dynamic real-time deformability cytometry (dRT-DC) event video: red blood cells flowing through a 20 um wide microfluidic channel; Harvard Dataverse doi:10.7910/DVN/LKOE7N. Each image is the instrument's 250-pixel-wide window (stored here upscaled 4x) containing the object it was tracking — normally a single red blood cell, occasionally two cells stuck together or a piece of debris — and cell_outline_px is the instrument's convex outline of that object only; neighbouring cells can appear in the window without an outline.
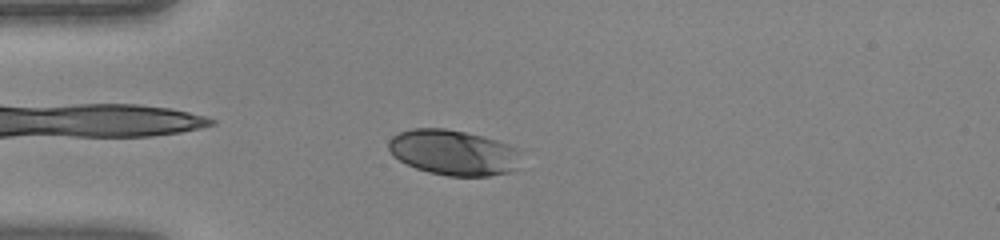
{"species": "human", "species_latin": "Homo sapiens", "temperature_condition": "warm", "stored_images_in_passage": 44, "camera_frame_rate_fps": 3000, "um_per_image_px": 0.085, "donor": {"sex": "female"}, "frame": {"image": 1, "passage_image": 11, "time_ms": 3.333, "image_size_px": [1000, 240], "cell_outline_px": [[520, 168], [512, 172], [488, 176], [448, 176], [428, 172], [416, 168], [392, 156], [388, 148], [388, 140], [392, 136], [400, 132], [412, 128], [444, 128], [484, 136], [508, 144], [516, 148]], "centroid_in_image_um": [38.53, 12.97], "position_along_channel_um": 46.5, "area_um2": 35.2}}
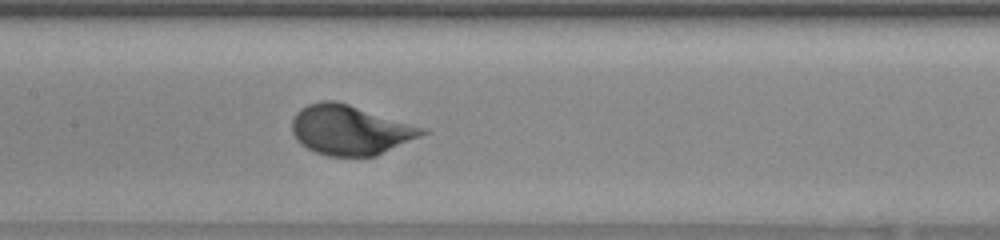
{"frame": {"image": 2, "passage_image": 21, "time_ms": 6.667, "image_size_px": [1000, 240], "cell_outline_px": [[428, 132], [420, 136], [376, 156], [328, 156], [316, 152], [300, 144], [296, 140], [292, 132], [292, 120], [296, 112], [300, 108], [308, 104], [320, 100], [336, 100], [428, 128]], "centroid_in_image_um": [29.75, 11.03], "position_along_channel_um": 177.6, "area_um2": 37.92}}
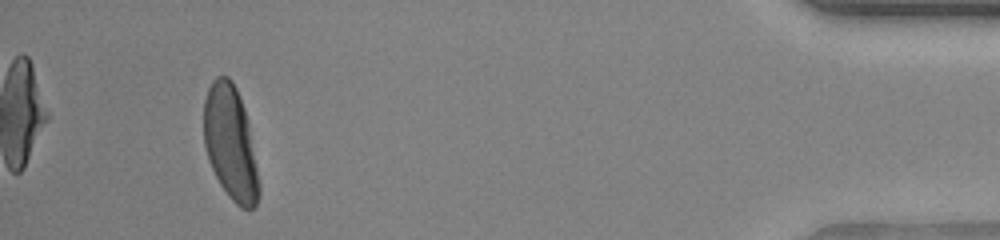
{"frame": {"image": 3, "passage_image": 41, "time_ms": 13.333, "image_size_px": [1000, 240], "cell_outline_px": [[260, 192], [256, 204], [252, 208], [240, 208], [228, 196], [220, 184], [208, 160], [204, 144], [204, 100], [208, 88], [212, 80], [216, 76], [228, 76], [232, 80], [236, 88], [244, 108], [248, 120], [260, 184]], "centroid_in_image_um": [19.59, 12.15], "position_along_channel_um": 415.6, "area_um2": 36.7}}